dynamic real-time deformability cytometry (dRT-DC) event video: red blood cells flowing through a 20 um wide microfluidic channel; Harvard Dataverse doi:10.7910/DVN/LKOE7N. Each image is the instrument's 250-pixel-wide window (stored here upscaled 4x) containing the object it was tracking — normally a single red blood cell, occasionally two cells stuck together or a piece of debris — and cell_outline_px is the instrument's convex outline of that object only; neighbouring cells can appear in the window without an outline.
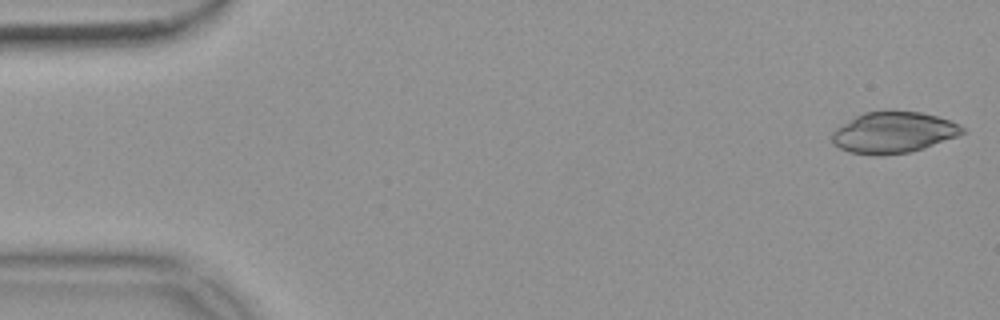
{"species": "common noctule bat (a hibernating species)", "species_latin": "Nyctalus noctula", "temperature_condition": "warm", "stored_images_in_passage": 14, "camera_frame_rate_fps": 3000, "um_per_image_px": 0.085, "animal": {"sex": "female", "body_mass_g": 18.4}, "frame": {"image": 1, "passage_image": 1, "time_ms": 0.0, "image_size_px": [1000, 320], "cell_outline_px": [[964, 132], [956, 136], [924, 148], [908, 152], [884, 156], [876, 156], [848, 152], [832, 144], [832, 132], [836, 128], [856, 116], [864, 112], [920, 112], [936, 116], [960, 124], [964, 128]], "centroid_in_image_um": [75.91, 11.29], "position_along_channel_um": 9.1, "area_um2": 30.98}}
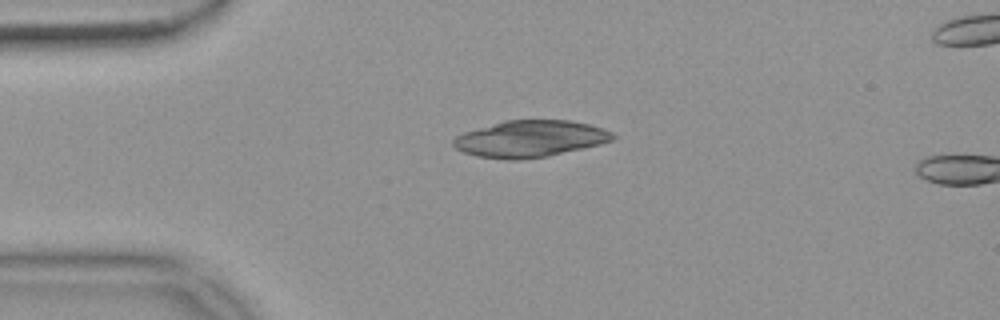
{"frame": {"image": 2, "passage_image": 12, "time_ms": 3.667, "image_size_px": [1000, 320], "cell_outline_px": [[616, 136], [612, 140], [600, 144], [548, 156], [520, 160], [508, 160], [476, 156], [464, 152], [456, 148], [452, 144], [452, 140], [456, 136], [464, 132], [504, 120], [568, 120], [588, 124], [604, 128], [612, 132]], "centroid_in_image_um": [45.05, 11.8], "position_along_channel_um": 40.0, "area_um2": 34.04}}